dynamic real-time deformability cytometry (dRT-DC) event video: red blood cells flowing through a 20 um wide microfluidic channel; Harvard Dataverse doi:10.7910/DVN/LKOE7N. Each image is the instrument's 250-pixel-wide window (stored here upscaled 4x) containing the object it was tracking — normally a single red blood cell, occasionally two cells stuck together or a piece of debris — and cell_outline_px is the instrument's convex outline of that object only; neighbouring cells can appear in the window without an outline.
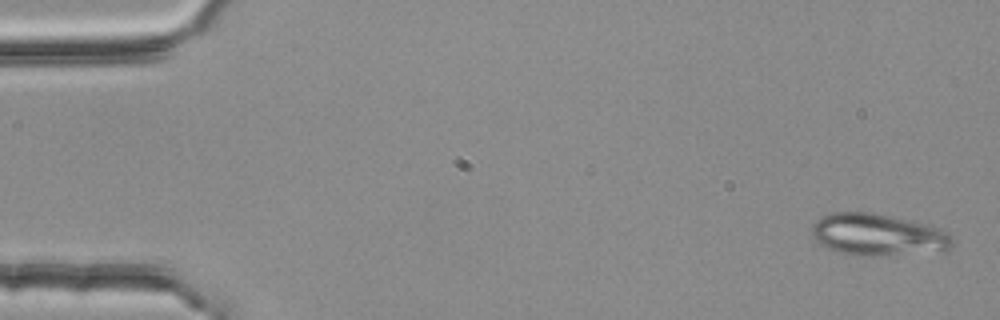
{"species": "common noctule bat (a hibernating species)", "species_latin": "Nyctalus noctula", "temperature_condition": "room temperature", "stored_images_in_passage": 4, "camera_frame_rate_fps": 3000, "um_per_image_px": 0.085, "animal": {"sex": "female", "body_mass_g": 25.1}, "frame": {"image": 1, "passage_image": 1, "time_ms": 0.0, "image_size_px": [1000, 320], "cell_outline_px": [[952, 244], [944, 252], [880, 256], [856, 256], [836, 252], [828, 248], [816, 240], [812, 236], [812, 224], [820, 216], [828, 212], [872, 212], [924, 224], [936, 228], [944, 232], [952, 240]], "centroid_in_image_um": [74.55, 19.97], "position_along_channel_um": 10.4, "area_um2": 34.45}}